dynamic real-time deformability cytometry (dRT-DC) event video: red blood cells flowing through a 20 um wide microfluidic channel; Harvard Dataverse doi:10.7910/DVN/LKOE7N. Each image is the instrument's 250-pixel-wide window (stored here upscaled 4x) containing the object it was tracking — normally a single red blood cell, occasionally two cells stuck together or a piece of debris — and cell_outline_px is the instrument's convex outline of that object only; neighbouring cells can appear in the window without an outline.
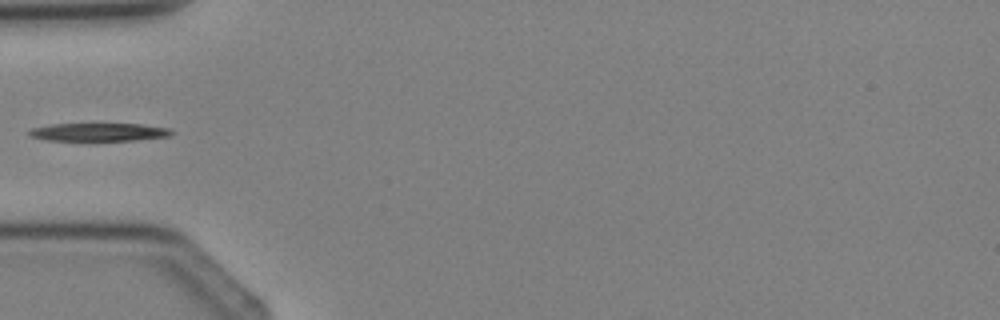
{"species": "Egyptian fruit bat (a non-hibernating species)", "species_latin": "Rousettus aegyptiacus", "temperature_condition": "cold", "stored_images_in_passage": 3, "camera_frame_rate_fps": 3000, "um_per_image_px": 0.085, "animal": {"sex": "female"}, "frame": {"image": 1, "passage_image": 3, "time_ms": 2.333, "image_size_px": [1000, 320], "cell_outline_px": [[172, 132], [168, 136], [136, 140], [48, 140], [28, 136], [28, 132], [32, 128], [52, 124], [140, 124], [168, 128]], "centroid_in_image_um": [8.35, 11.22], "position_along_channel_um": 76.6, "area_um2": 14.68}}